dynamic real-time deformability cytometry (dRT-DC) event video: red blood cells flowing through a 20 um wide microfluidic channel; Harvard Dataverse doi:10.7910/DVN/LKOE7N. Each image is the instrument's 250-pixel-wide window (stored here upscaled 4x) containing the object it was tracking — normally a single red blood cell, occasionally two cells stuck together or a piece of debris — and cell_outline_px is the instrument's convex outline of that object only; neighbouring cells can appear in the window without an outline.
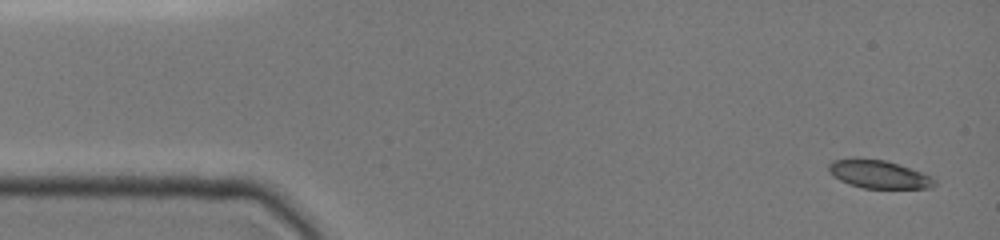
{"species": "common noctule bat (a hibernating species)", "species_latin": "Nyctalus noctula", "temperature_condition": "cold", "stored_images_in_passage": 6, "camera_frame_rate_fps": 3000, "um_per_image_px": 0.085, "animal": {"sex": "female", "body_mass_g": 19.0, "forearm_length_mm": 51.5}, "frame": {"image": 1, "passage_image": 1, "time_ms": 0.0, "image_size_px": [1000, 240], "cell_outline_px": [[936, 184], [932, 188], [864, 188], [848, 184], [832, 176], [828, 172], [828, 164], [832, 160], [884, 160], [932, 176], [936, 180]], "centroid_in_image_um": [74.7, 14.85], "position_along_channel_um": 10.3, "area_um2": 16.88}}
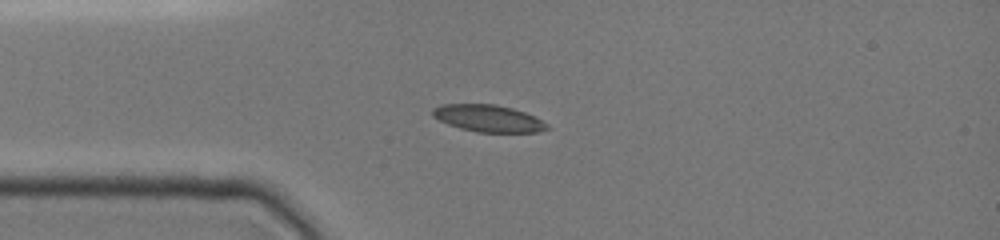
{"frame": {"image": 2, "passage_image": 5, "time_ms": 3.333, "image_size_px": [1000, 240], "cell_outline_px": [[548, 128], [536, 132], [476, 132], [460, 128], [448, 124], [432, 116], [432, 108], [440, 104], [496, 104], [512, 108], [536, 116], [548, 124]], "centroid_in_image_um": [41.49, 10.05], "position_along_channel_um": 43.5, "area_um2": 18.03}}